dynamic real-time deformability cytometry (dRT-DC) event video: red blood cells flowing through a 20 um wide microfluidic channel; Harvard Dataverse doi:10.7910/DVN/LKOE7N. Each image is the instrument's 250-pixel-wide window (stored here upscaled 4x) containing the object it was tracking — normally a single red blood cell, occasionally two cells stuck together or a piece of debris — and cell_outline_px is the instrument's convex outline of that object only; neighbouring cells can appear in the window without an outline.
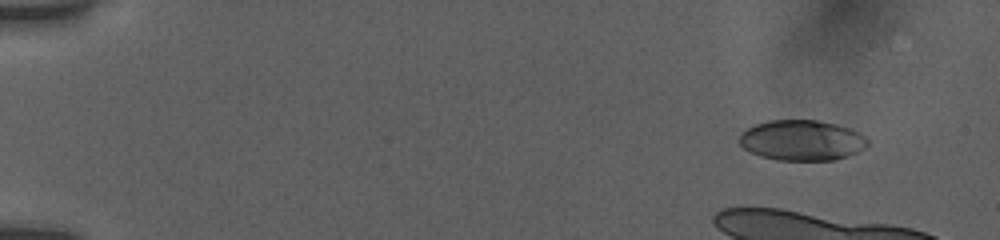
{"species": "human", "species_latin": "Homo sapiens", "temperature_condition": "room temperature", "stored_images_in_passage": 10, "camera_frame_rate_fps": 3000, "um_per_image_px": 0.085, "donor": {"sex": "female"}, "frame": {"image": 1, "passage_image": 6, "time_ms": 1.667, "image_size_px": [1000, 240], "cell_outline_px": [[868, 144], [864, 148], [856, 152], [836, 160], [776, 160], [760, 156], [744, 148], [740, 144], [740, 132], [756, 124], [768, 120], [816, 120], [836, 124], [848, 128], [864, 136], [868, 140]], "centroid_in_image_um": [68.13, 11.92], "position_along_channel_um": 16.9, "area_um2": 30.06}}